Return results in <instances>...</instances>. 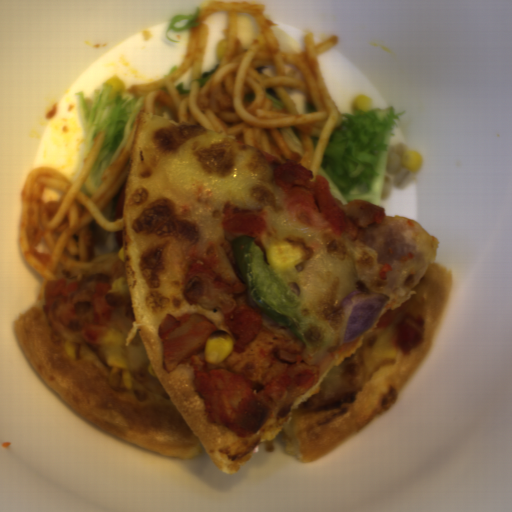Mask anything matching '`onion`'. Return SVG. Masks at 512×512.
Segmentation results:
<instances>
[{"mask_svg":"<svg viewBox=\"0 0 512 512\" xmlns=\"http://www.w3.org/2000/svg\"><path fill=\"white\" fill-rule=\"evenodd\" d=\"M384 293L353 291L342 299L335 341L339 346L358 340L375 323L378 312L389 301Z\"/></svg>","mask_w":512,"mask_h":512,"instance_id":"06740285","label":"onion"}]
</instances>
